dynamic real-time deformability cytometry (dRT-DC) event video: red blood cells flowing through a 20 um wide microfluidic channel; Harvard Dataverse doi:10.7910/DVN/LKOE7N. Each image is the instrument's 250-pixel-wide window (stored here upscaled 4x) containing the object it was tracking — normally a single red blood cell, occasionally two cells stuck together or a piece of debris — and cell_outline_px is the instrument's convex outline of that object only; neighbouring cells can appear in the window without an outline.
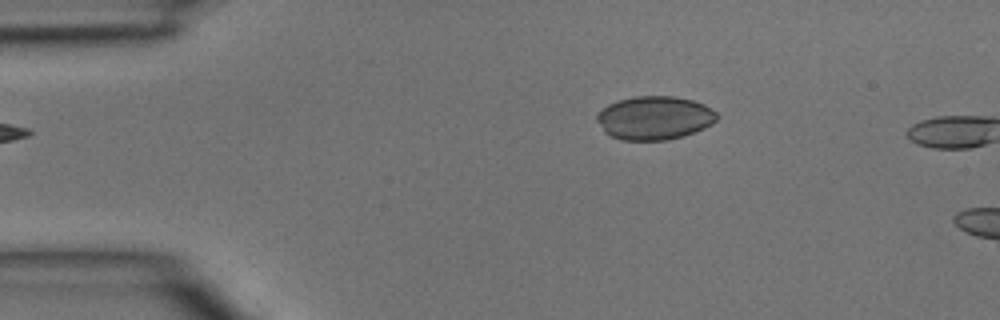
{"species": "common noctule bat (a hibernating species)", "species_latin": "Nyctalus noctula", "temperature_condition": "room temperature", "stored_images_in_passage": 2, "camera_frame_rate_fps": 3000, "um_per_image_px": 0.085, "animal": {"sex": "male", "body_mass_g": 15.6}, "frame": {"image": 1, "passage_image": 2, "time_ms": 0.333, "image_size_px": [1000, 320], "cell_outline_px": [[720, 116], [712, 124], [704, 128], [684, 136], [668, 140], [620, 140], [608, 136], [604, 132], [596, 120], [596, 116], [608, 104], [620, 100], [636, 96], [676, 96], [692, 100], [704, 104], [716, 112]], "centroid_in_image_um": [55.64, 10.03], "position_along_channel_um": 29.4, "area_um2": 30.63}}